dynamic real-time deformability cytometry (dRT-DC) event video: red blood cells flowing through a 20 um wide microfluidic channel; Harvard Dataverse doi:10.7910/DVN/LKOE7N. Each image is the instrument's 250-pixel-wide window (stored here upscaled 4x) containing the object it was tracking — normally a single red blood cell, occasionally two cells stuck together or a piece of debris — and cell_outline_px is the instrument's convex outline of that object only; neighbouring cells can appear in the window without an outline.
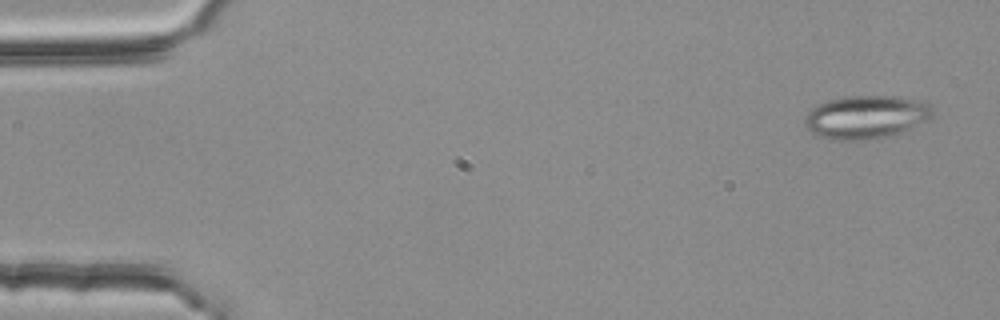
{"species": "common noctule bat (a hibernating species)", "species_latin": "Nyctalus noctula", "temperature_condition": "room temperature", "stored_images_in_passage": 12, "camera_frame_rate_fps": 3000, "um_per_image_px": 0.085, "animal": {"sex": "female", "body_mass_g": 25.1}, "frame": {"image": 1, "passage_image": 3, "time_ms": 0.667, "image_size_px": [1000, 320], "cell_outline_px": [[936, 116], [928, 120], [888, 136], [864, 140], [832, 140], [820, 136], [812, 132], [804, 124], [804, 120], [808, 112], [812, 108], [828, 100], [848, 96], [900, 96], [916, 100], [928, 104], [932, 108]], "centroid_in_image_um": [73.62, 9.94], "position_along_channel_um": 11.4, "area_um2": 31.96}}